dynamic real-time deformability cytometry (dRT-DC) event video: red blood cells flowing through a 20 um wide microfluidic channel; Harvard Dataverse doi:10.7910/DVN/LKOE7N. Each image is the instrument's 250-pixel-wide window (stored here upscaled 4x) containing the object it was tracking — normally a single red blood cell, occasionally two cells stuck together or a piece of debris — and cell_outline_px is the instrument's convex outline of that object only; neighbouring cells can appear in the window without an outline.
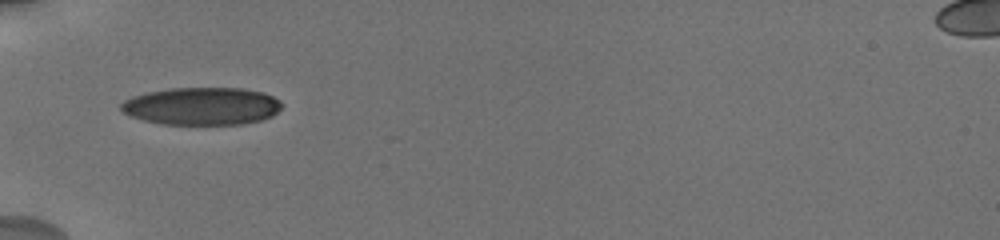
{"species": "human", "species_latin": "Homo sapiens", "temperature_condition": "cold", "stored_images_in_passage": 54, "camera_frame_rate_fps": 3000, "um_per_image_px": 0.085, "donor": {"sex": "male"}, "frame": {"image": 1, "passage_image": 1, "time_ms": 0.0, "image_size_px": [1000, 240], "cell_outline_px": [[280, 108], [272, 116], [260, 120], [244, 124], [160, 124], [144, 120], [132, 116], [124, 112], [120, 108], [120, 104], [124, 100], [132, 96], [148, 92], [172, 88], [244, 88], [260, 92], [272, 96], [280, 100]], "centroid_in_image_um": [17.14, 9.02], "position_along_channel_um": 67.9, "area_um2": 35.08}}
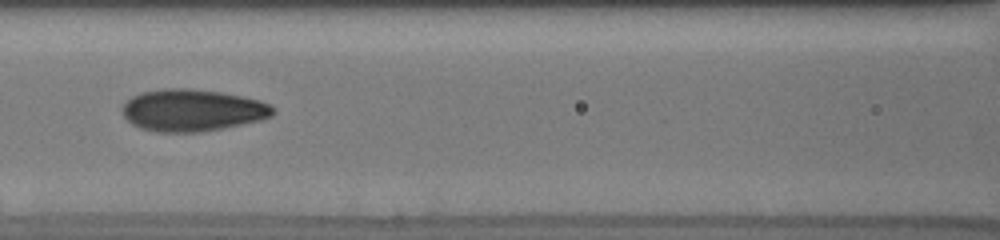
{"frame": {"image": 2, "passage_image": 14, "time_ms": 2.333, "image_size_px": [1000, 240], "cell_outline_px": [[276, 112], [272, 116], [260, 120], [220, 128], [196, 132], [160, 132], [140, 128], [132, 124], [124, 116], [124, 104], [132, 96], [140, 92], [164, 88], [192, 88], [220, 92], [244, 96], [260, 100], [276, 108]], "centroid_in_image_um": [16.37, 9.35], "position_along_channel_um": 150.2, "area_um2": 36.76}}
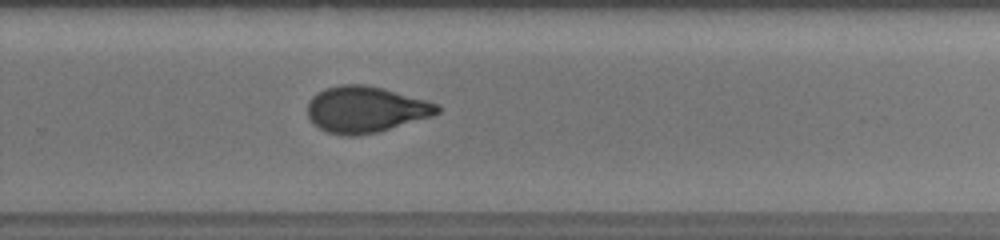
{"frame": {"image": 3, "passage_image": 33, "time_ms": 6.333, "image_size_px": [1000, 240], "cell_outline_px": [[440, 112], [432, 116], [376, 132], [356, 136], [344, 136], [328, 132], [312, 124], [308, 116], [308, 104], [312, 96], [328, 88], [340, 84], [364, 84], [380, 88], [440, 104]], "centroid_in_image_um": [31.06, 9.31], "position_along_channel_um": 298.7, "area_um2": 34.56}, "authors_computed_cell_mechanics": {"area_um2": 35.258, "velocity_mm_per_s": 3.7262, "shape_relaxation_time_tau1_ms": 4.428, "shape_relaxation_time_tau2_ms": 1.1643, "deformation_change_tau1": 0.1717, "deformation_change_tau2": 0.0595}}